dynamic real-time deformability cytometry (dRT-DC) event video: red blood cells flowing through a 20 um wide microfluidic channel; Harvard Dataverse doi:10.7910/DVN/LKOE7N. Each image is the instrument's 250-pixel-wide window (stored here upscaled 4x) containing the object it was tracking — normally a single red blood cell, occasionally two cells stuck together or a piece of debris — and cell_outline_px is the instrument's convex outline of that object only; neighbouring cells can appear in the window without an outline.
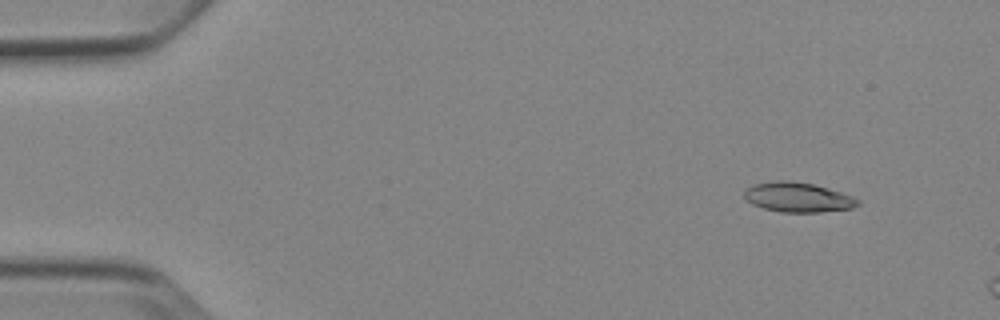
{"species": "Egyptian fruit bat (a non-hibernating species)", "species_latin": "Rousettus aegyptiacus", "temperature_condition": "cold", "stored_images_in_passage": 4, "camera_frame_rate_fps": 3000, "um_per_image_px": 0.085, "animal": {"sex": "female"}, "frame": {"image": 1, "passage_image": 2, "time_ms": 1.0, "image_size_px": [1000, 320], "cell_outline_px": [[860, 204], [852, 208], [820, 212], [780, 212], [764, 208], [752, 204], [744, 196], [744, 192], [748, 188], [756, 184], [776, 180], [788, 180], [812, 184], [828, 188], [852, 196], [860, 200]], "centroid_in_image_um": [67.84, 16.77], "position_along_channel_um": 17.2, "area_um2": 19.48}}